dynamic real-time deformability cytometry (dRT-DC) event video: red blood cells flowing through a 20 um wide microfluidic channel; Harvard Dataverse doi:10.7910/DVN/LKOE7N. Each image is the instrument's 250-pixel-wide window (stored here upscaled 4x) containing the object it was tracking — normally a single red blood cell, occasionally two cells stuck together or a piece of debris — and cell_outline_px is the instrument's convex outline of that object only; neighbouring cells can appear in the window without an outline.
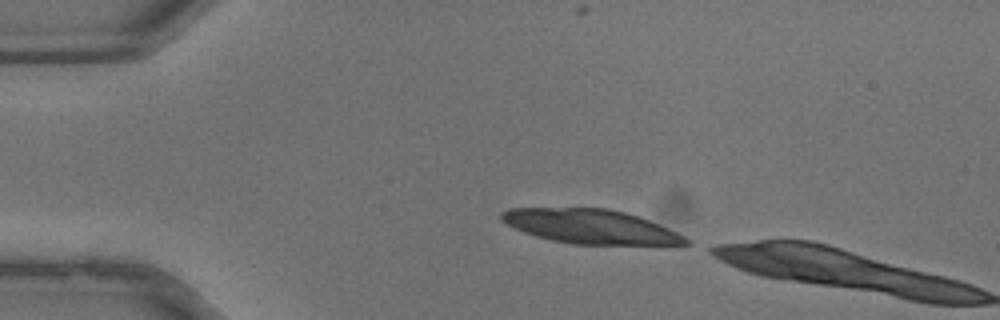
{"species": "common noctule bat (a hibernating species)", "species_latin": "Nyctalus noctula", "temperature_condition": "warm", "stored_images_in_passage": 2, "camera_frame_rate_fps": 3000, "um_per_image_px": 0.085, "animal": {"sex": "male", "body_mass_g": 13.3}, "frame": {"image": 1, "passage_image": 1, "time_ms": 0.0, "image_size_px": [1000, 320], "cell_outline_px": [[692, 244], [676, 248], [664, 248], [572, 244], [552, 240], [536, 236], [524, 232], [500, 220], [500, 212], [508, 208], [608, 208], [624, 212], [648, 220], [676, 232], [692, 240]], "centroid_in_image_um": [50.4, 19.33], "position_along_channel_um": 34.6, "area_um2": 38.26}}